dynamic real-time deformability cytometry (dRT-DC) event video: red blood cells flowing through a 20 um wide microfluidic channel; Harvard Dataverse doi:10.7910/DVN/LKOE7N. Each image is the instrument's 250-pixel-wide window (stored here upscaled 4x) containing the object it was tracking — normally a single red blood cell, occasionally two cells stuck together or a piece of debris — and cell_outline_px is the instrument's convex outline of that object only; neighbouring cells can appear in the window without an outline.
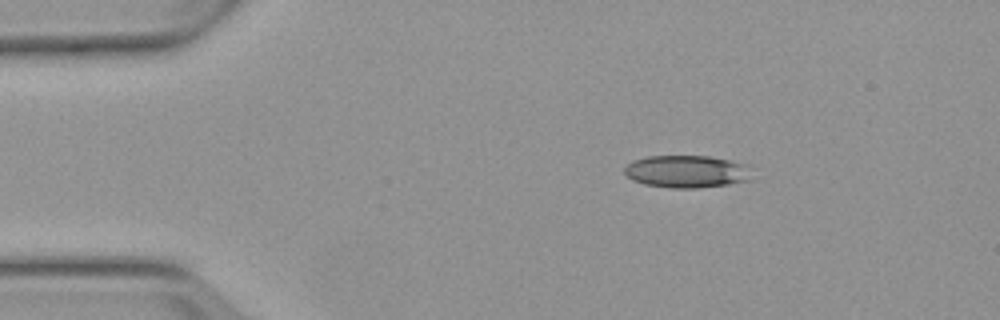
{"species": "Egyptian fruit bat (a non-hibernating species)", "species_latin": "Rousettus aegyptiacus", "temperature_condition": "warm", "stored_images_in_passage": 2, "camera_frame_rate_fps": 3000, "um_per_image_px": 0.085, "animal": {"sex": "female"}, "frame": {"image": 1, "passage_image": 1, "time_ms": 0.0, "image_size_px": [1000, 320], "cell_outline_px": [[752, 164], [748, 180], [728, 184], [696, 188], [668, 188], [644, 184], [632, 180], [624, 172], [624, 168], [632, 160], [648, 156], [708, 156]], "centroid_in_image_um": [58.38, 14.57], "position_along_channel_um": 26.6, "area_um2": 24.28}}